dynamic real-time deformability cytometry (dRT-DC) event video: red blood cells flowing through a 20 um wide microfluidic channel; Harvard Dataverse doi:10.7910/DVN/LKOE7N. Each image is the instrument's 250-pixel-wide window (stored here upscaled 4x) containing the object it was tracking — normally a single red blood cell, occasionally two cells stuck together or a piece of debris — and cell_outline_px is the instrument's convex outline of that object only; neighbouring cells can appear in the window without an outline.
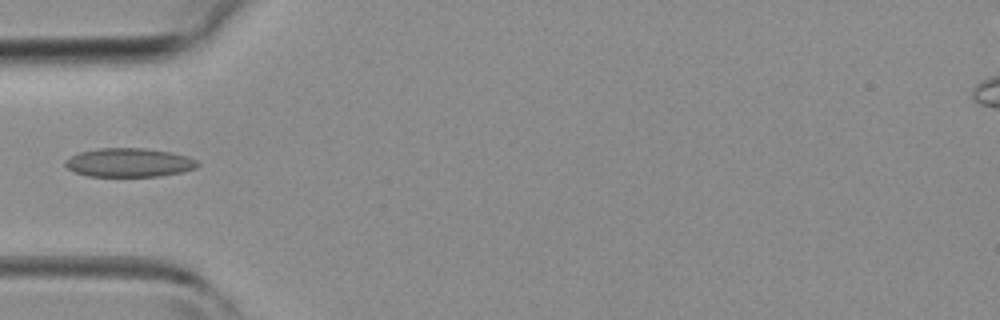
{"species": "common noctule bat (a hibernating species)", "species_latin": "Nyctalus noctula", "temperature_condition": "room temperature", "stored_images_in_passage": 4, "camera_frame_rate_fps": 3000, "um_per_image_px": 0.085, "animal": {"sex": "female", "body_mass_g": 19.3, "forearm_length_mm": 54.1}, "frame": {"image": 1, "passage_image": 4, "time_ms": 3.333, "image_size_px": [1000, 320], "cell_outline_px": [[200, 164], [196, 168], [180, 172], [160, 176], [88, 176], [76, 172], [68, 168], [64, 164], [64, 160], [80, 152], [100, 148], [144, 148], [168, 152], [184, 156], [196, 160]], "centroid_in_image_um": [10.95, 13.82], "position_along_channel_um": 74.1, "area_um2": 21.91}}